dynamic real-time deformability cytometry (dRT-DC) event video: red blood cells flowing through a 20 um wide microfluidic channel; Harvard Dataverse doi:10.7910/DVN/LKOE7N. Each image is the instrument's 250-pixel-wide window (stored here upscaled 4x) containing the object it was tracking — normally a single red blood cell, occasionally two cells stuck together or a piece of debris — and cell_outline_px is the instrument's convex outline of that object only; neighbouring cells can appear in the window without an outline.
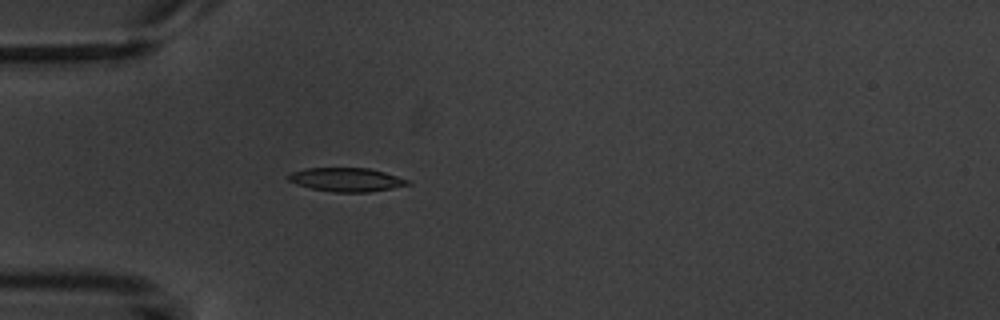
{"species": "common noctule bat (a hibernating species)", "species_latin": "Nyctalus noctula", "temperature_condition": "warm", "stored_images_in_passage": 3, "camera_frame_rate_fps": 3000, "um_per_image_px": 0.085, "animal": {"sex": "male", "body_mass_g": 20.1, "forearm_length_mm": 53.5}, "frame": {"image": 1, "passage_image": 3, "time_ms": 3.333, "image_size_px": [1000, 320], "cell_outline_px": [[412, 184], [392, 188], [368, 192], [332, 192], [312, 188], [296, 184], [288, 180], [284, 176], [292, 172], [308, 168], [368, 168], [384, 172], [408, 180]], "centroid_in_image_um": [29.41, 15.27], "position_along_channel_um": 55.6, "area_um2": 16.42}}